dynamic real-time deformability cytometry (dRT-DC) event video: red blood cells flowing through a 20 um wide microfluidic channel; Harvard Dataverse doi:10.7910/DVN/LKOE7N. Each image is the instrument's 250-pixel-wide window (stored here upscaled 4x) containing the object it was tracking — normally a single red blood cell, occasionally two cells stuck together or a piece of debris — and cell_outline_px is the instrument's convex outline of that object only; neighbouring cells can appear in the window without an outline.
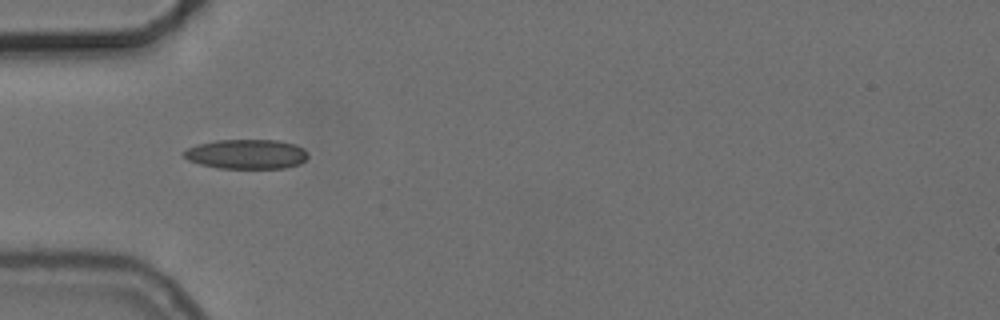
{"species": "common noctule bat (a hibernating species)", "species_latin": "Nyctalus noctula", "temperature_condition": "cold", "stored_images_in_passage": 30, "camera_frame_rate_fps": 3000, "um_per_image_px": 0.085, "animal": {"sex": "female", "body_mass_g": 24.6, "forearm_length_mm": 56.2}, "frame": {"image": 1, "passage_image": 1, "time_ms": 0.0, "image_size_px": [1000, 320], "cell_outline_px": [[308, 156], [300, 164], [284, 168], [216, 168], [200, 164], [188, 160], [180, 152], [196, 144], [216, 140], [280, 140], [296, 144], [304, 148], [308, 152]], "centroid_in_image_um": [20.95, 13.09], "position_along_channel_um": 64.0, "area_um2": 21.68}}
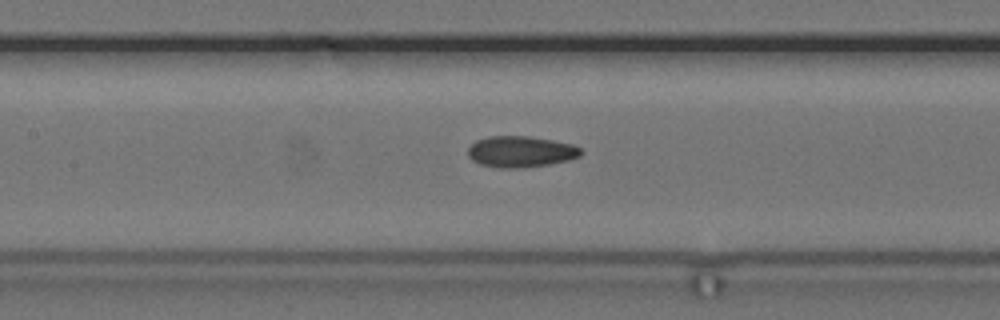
{"frame": {"image": 2, "passage_image": 9, "time_ms": 2.667, "image_size_px": [1000, 320], "cell_outline_px": [[584, 152], [580, 156], [568, 160], [548, 164], [520, 168], [500, 168], [480, 164], [472, 160], [468, 156], [468, 148], [476, 140], [488, 136], [528, 136], [552, 140], [572, 144], [580, 148]], "centroid_in_image_um": [44.25, 12.89], "position_along_channel_um": 163.1, "area_um2": 20.52}}
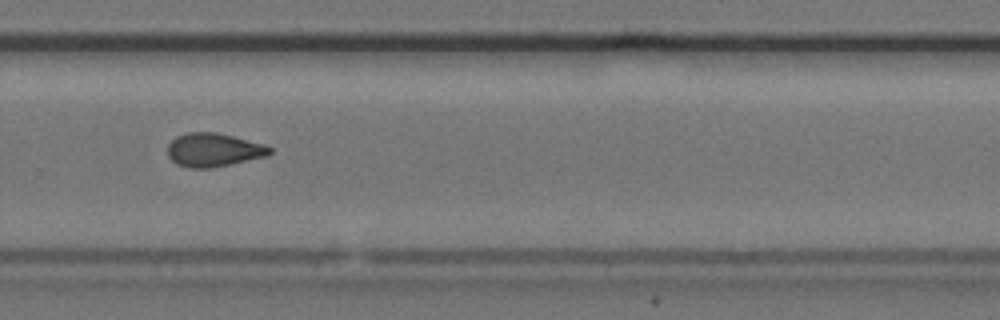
{"frame": {"image": 3, "passage_image": 21, "time_ms": 6.667, "image_size_px": [1000, 320], "cell_outline_px": [[272, 152], [268, 156], [212, 168], [188, 168], [176, 164], [168, 156], [168, 144], [176, 136], [188, 132], [216, 132], [268, 144], [272, 148]], "centroid_in_image_um": [18.19, 12.74], "position_along_channel_um": 311.6, "area_um2": 20.29}, "authors_computed_cell_mechanics": {"area_um2": 20.2011, "velocity_mm_per_s": 3.734, "shape_relaxation_time_tau1_ms": null, "shape_relaxation_time_tau2_ms": 2.5358, "deformation_change_tau1": null, "deformation_change_tau2": 0.0825}}